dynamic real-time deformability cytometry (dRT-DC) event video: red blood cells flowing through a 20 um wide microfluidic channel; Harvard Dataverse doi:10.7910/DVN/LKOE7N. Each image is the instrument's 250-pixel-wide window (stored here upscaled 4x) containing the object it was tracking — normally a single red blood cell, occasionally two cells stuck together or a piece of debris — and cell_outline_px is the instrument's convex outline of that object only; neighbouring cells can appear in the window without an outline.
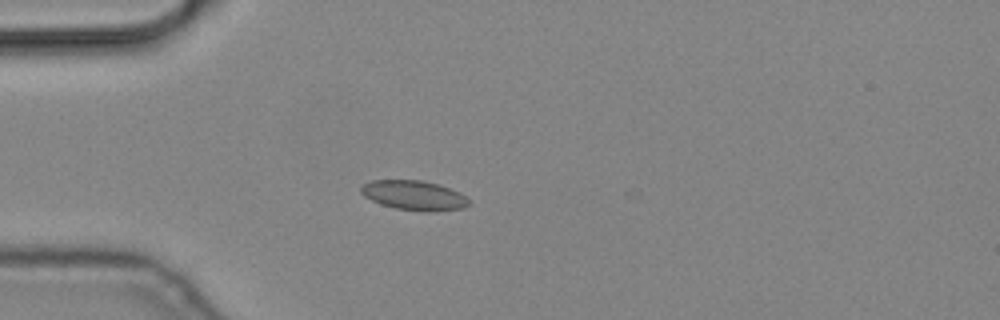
{"species": "common noctule bat (a hibernating species)", "species_latin": "Nyctalus noctula", "temperature_condition": "cold", "stored_images_in_passage": 2, "camera_frame_rate_fps": 3000, "um_per_image_px": 0.085, "animal": {"sex": "male", "body_mass_g": 19.2, "forearm_length_mm": 51.8}, "frame": {"image": 1, "passage_image": 1, "time_ms": 0.0, "image_size_px": [1000, 320], "cell_outline_px": [[472, 204], [464, 208], [396, 208], [380, 204], [364, 196], [360, 192], [360, 188], [364, 184], [372, 180], [420, 180], [440, 184], [460, 192], [472, 200]], "centroid_in_image_um": [35.19, 16.54], "position_along_channel_um": 49.8, "area_um2": 17.86}}